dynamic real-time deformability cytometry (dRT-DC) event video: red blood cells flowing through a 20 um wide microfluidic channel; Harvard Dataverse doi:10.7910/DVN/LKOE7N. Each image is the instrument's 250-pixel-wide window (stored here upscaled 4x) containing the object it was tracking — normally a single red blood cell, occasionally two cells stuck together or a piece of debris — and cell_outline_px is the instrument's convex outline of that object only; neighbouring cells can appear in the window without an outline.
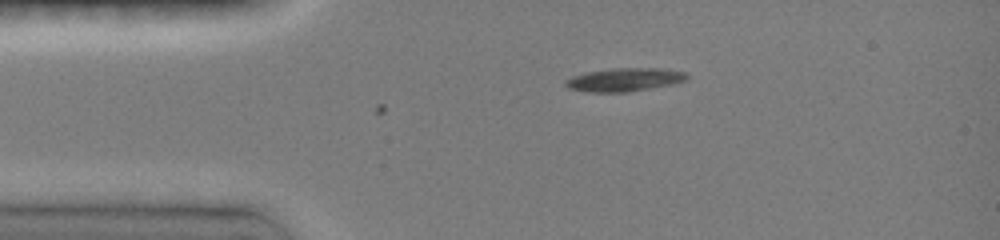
{"species": "common noctule bat (a hibernating species)", "species_latin": "Nyctalus noctula", "temperature_condition": "room temperature", "stored_images_in_passage": 7, "camera_frame_rate_fps": 3000, "um_per_image_px": 0.085, "animal": {"sex": "female", "body_mass_g": 19.0, "forearm_length_mm": 51.5}, "frame": {"image": 1, "passage_image": 7, "time_ms": 2.333, "image_size_px": [1000, 240], "cell_outline_px": [[688, 80], [672, 84], [628, 92], [588, 92], [568, 88], [564, 84], [564, 80], [572, 76], [588, 72], [612, 68], [664, 68], [688, 72]], "centroid_in_image_um": [53.11, 6.76], "position_along_channel_um": 31.9, "area_um2": 16.65}}